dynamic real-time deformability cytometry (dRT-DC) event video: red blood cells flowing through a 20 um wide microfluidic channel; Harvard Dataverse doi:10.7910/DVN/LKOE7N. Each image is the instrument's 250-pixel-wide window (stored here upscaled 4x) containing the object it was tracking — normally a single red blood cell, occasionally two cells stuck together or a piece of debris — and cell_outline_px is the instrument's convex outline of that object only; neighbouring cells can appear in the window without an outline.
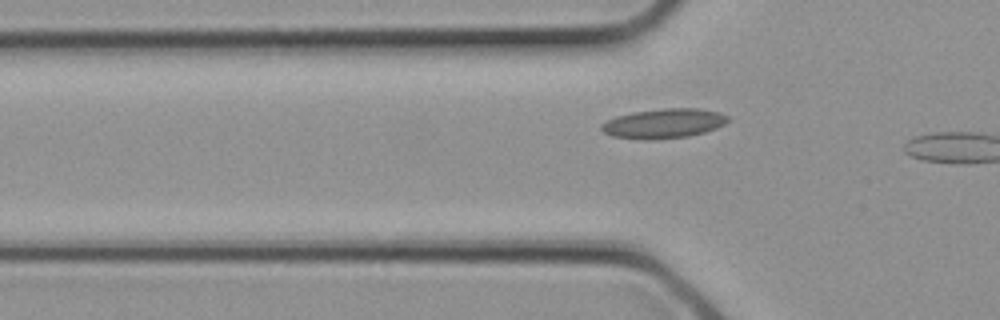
{"species": "common noctule bat (a hibernating species)", "species_latin": "Nyctalus noctula", "temperature_condition": "cold", "stored_images_in_passage": 3, "camera_frame_rate_fps": 3000, "um_per_image_px": 0.085, "animal": {"sex": "female", "body_mass_g": 21.9}, "frame": {"image": 1, "passage_image": 3, "time_ms": 0.667, "image_size_px": [1000, 320], "cell_outline_px": [[728, 120], [724, 124], [716, 128], [704, 132], [688, 136], [656, 140], [640, 140], [612, 136], [604, 132], [600, 128], [600, 124], [616, 116], [632, 112], [664, 108], [696, 108], [720, 112], [728, 116]], "centroid_in_image_um": [56.39, 10.5], "position_along_channel_um": 69.4, "area_um2": 21.96}}